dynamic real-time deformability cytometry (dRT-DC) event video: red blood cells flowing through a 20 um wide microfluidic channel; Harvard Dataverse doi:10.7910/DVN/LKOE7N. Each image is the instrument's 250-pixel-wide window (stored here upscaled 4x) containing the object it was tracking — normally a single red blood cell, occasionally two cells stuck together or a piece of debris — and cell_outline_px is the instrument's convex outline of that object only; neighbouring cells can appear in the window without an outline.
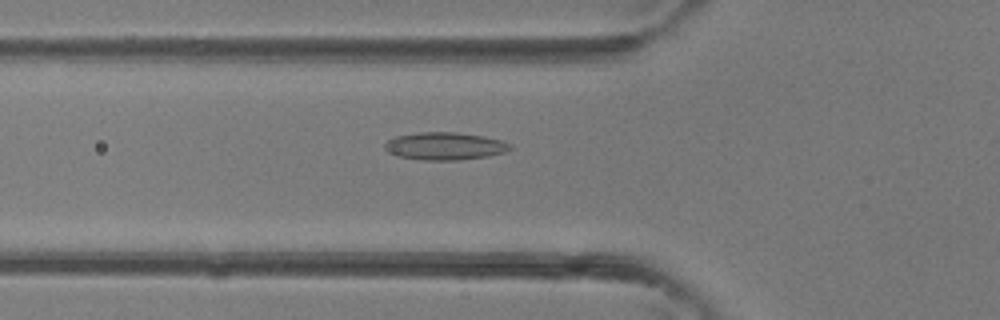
{"species": "common noctule bat (a hibernating species)", "species_latin": "Nyctalus noctula", "temperature_condition": "room temperature", "stored_images_in_passage": 35, "camera_frame_rate_fps": 3000, "um_per_image_px": 0.085, "animal": {"sex": "female"}, "frame": {"image": 1, "passage_image": 10, "time_ms": 3.0, "image_size_px": [1000, 320], "cell_outline_px": [[512, 148], [504, 152], [488, 156], [456, 160], [424, 160], [400, 156], [388, 152], [384, 148], [384, 144], [388, 140], [396, 136], [420, 132], [456, 132], [484, 136], [500, 140], [512, 144]], "centroid_in_image_um": [37.82, 12.41], "position_along_channel_um": 88.0, "area_um2": 20.06}}
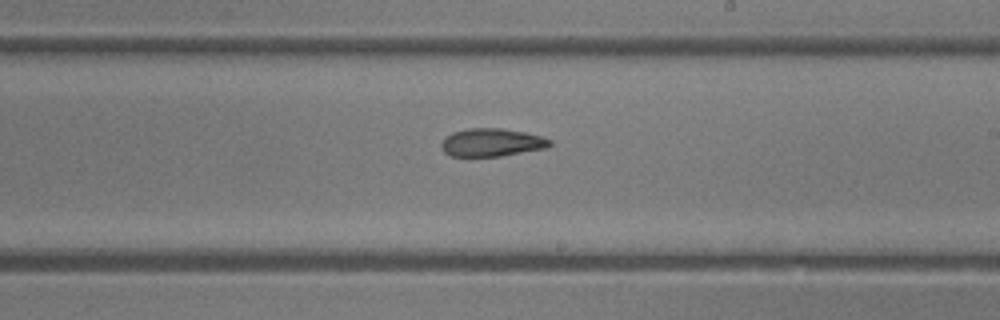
{"frame": {"image": 2, "passage_image": 19, "time_ms": 6.0, "image_size_px": [1000, 320], "cell_outline_px": [[552, 144], [548, 148], [500, 156], [452, 156], [444, 152], [440, 148], [440, 144], [452, 132], [468, 128], [500, 128], [524, 132], [540, 136], [552, 140]], "centroid_in_image_um": [41.81, 12.11], "position_along_channel_um": 247.2, "area_um2": 17.69}}
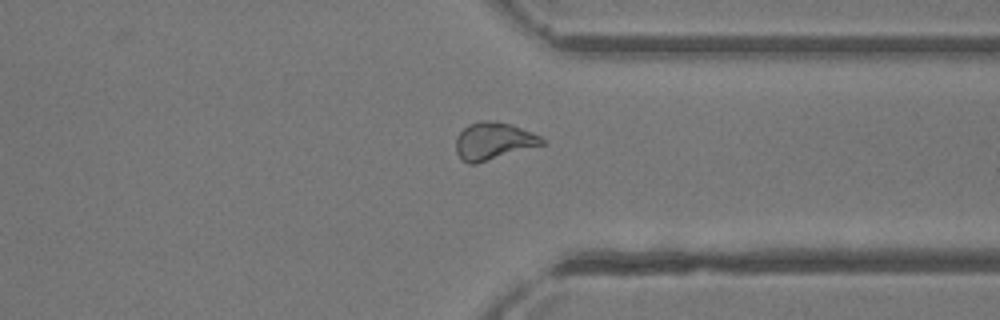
{"frame": {"image": 3, "passage_image": 26, "time_ms": 8.333, "image_size_px": [1000, 320], "cell_outline_px": [[544, 144], [476, 164], [468, 164], [460, 160], [456, 152], [456, 136], [468, 124], [480, 120], [488, 120], [512, 124], [532, 132], [540, 136], [544, 140]], "centroid_in_image_um": [41.91, 11.99], "position_along_channel_um": 369.5, "area_um2": 18.84}}